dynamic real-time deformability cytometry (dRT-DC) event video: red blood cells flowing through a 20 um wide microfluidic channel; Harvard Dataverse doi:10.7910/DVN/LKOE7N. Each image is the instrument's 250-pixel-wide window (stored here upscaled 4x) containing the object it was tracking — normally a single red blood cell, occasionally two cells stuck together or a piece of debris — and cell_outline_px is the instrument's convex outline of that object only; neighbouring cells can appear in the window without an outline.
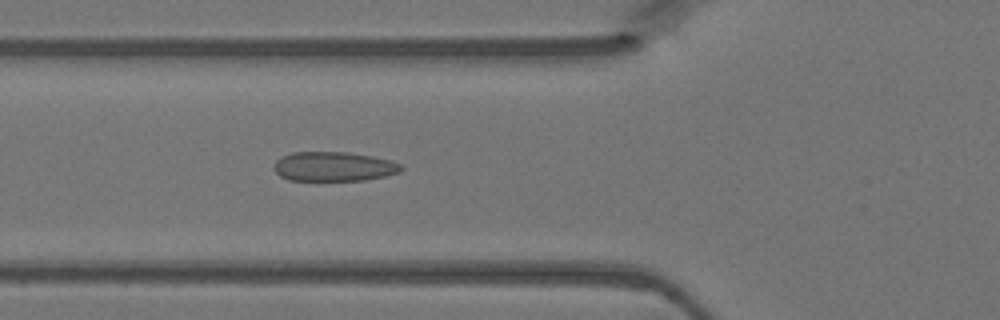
{"species": "Egyptian fruit bat (a non-hibernating species)", "species_latin": "Rousettus aegyptiacus", "temperature_condition": "warm", "stored_images_in_passage": 40, "camera_frame_rate_fps": 3000, "um_per_image_px": 0.085, "animal": {"sex": "female"}, "frame": {"image": 1, "passage_image": 13, "time_ms": 4.0, "image_size_px": [1000, 320], "cell_outline_px": [[404, 168], [400, 172], [384, 176], [364, 180], [288, 180], [280, 176], [272, 168], [276, 160], [292, 152], [348, 152], [372, 156], [392, 160], [400, 164]], "centroid_in_image_um": [28.37, 14.15], "position_along_channel_um": 97.4, "area_um2": 21.85}}
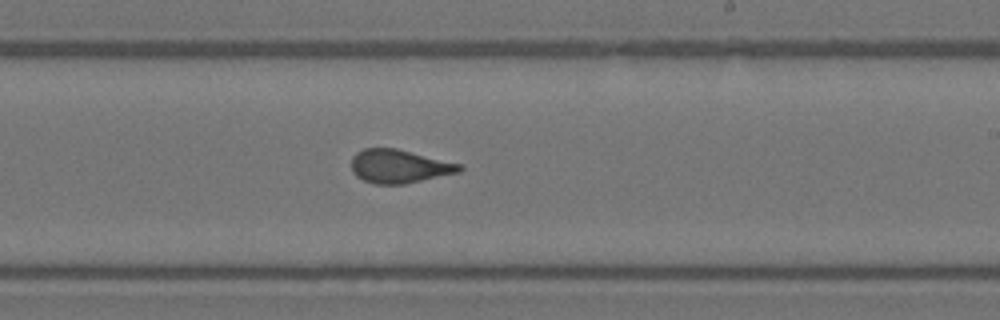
{"frame": {"image": 2, "passage_image": 24, "time_ms": 7.667, "image_size_px": [1000, 320], "cell_outline_px": [[464, 168], [460, 172], [404, 184], [376, 184], [364, 180], [356, 176], [352, 172], [352, 156], [356, 152], [364, 148], [396, 148], [460, 164]], "centroid_in_image_um": [33.91, 14.13], "position_along_channel_um": 255.1, "area_um2": 20.98}}
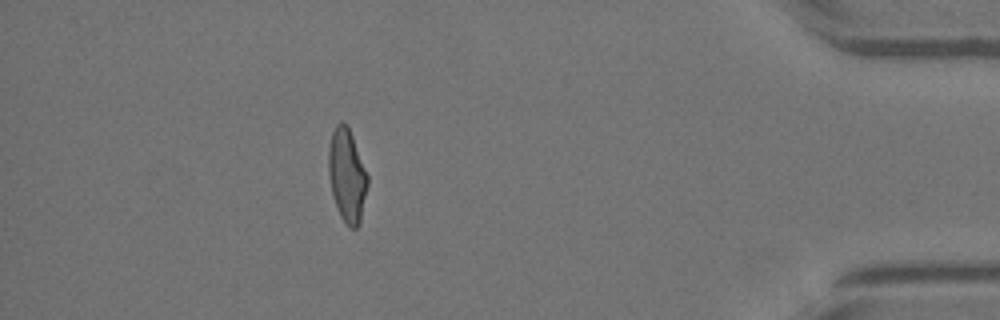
{"frame": {"image": 3, "passage_image": 38, "time_ms": 12.333, "image_size_px": [1000, 320], "cell_outline_px": [[368, 184], [360, 224], [356, 228], [348, 228], [340, 216], [332, 196], [328, 172], [328, 148], [332, 132], [336, 124], [340, 120], [344, 120], [348, 124], [368, 176]], "centroid_in_image_um": [29.48, 14.9], "position_along_channel_um": 405.7, "area_um2": 21.62}}